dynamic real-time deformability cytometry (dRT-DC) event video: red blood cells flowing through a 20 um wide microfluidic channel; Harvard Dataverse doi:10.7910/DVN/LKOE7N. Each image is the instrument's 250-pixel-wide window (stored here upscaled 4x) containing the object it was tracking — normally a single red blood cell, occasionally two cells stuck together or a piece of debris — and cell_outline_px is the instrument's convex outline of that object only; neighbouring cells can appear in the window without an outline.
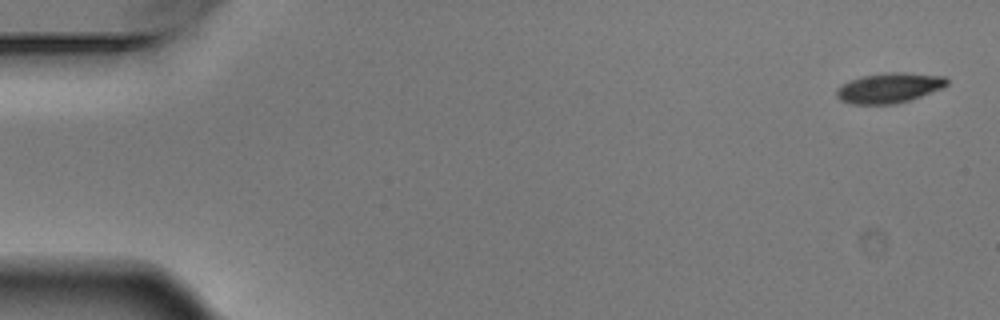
{"species": "Egyptian fruit bat (a non-hibernating species)", "species_latin": "Rousettus aegyptiacus", "temperature_condition": "warm", "stored_images_in_passage": 4, "camera_frame_rate_fps": 3000, "um_per_image_px": 0.085, "animal": {"sex": "male"}, "frame": {"image": 1, "passage_image": 1, "time_ms": 0.0, "image_size_px": [1000, 320], "cell_outline_px": [[948, 84], [944, 88], [896, 104], [852, 104], [840, 100], [836, 96], [836, 92], [844, 84], [852, 80], [864, 76], [892, 72], [904, 72], [944, 76], [948, 80]], "centroid_in_image_um": [75.63, 7.48], "position_along_channel_um": 9.4, "area_um2": 19.07}}